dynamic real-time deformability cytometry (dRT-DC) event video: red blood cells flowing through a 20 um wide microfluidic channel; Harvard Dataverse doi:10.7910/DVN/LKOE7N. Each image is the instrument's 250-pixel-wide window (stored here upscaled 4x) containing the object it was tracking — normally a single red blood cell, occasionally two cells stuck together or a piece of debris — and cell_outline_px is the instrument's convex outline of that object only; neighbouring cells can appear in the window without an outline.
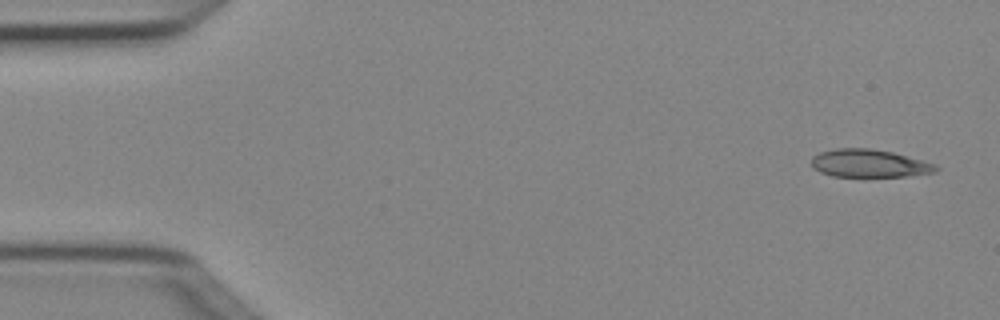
{"species": "Egyptian fruit bat (a non-hibernating species)", "species_latin": "Rousettus aegyptiacus", "temperature_condition": "cold", "stored_images_in_passage": 4, "camera_frame_rate_fps": 3000, "um_per_image_px": 0.085, "animal": {"sex": "female"}, "frame": {"image": 1, "passage_image": 1, "time_ms": 0.0, "image_size_px": [1000, 320], "cell_outline_px": [[940, 168], [936, 172], [908, 176], [864, 180], [832, 176], [820, 172], [812, 168], [812, 156], [820, 152], [836, 148], [868, 148], [892, 152], [936, 164]], "centroid_in_image_um": [73.87, 13.95], "position_along_channel_um": 11.1, "area_um2": 21.27}}
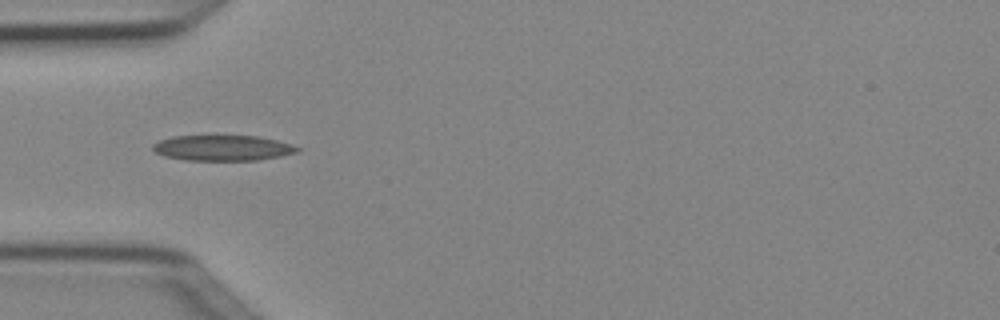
{"frame": {"image": 2, "passage_image": 4, "time_ms": 1.0, "image_size_px": [1000, 320], "cell_outline_px": [[300, 148], [296, 152], [280, 156], [256, 160], [184, 160], [164, 156], [156, 152], [152, 148], [152, 144], [160, 140], [172, 136], [256, 136], [276, 140], [292, 144]], "centroid_in_image_um": [18.89, 12.57], "position_along_channel_um": 66.1, "area_um2": 21.33}}